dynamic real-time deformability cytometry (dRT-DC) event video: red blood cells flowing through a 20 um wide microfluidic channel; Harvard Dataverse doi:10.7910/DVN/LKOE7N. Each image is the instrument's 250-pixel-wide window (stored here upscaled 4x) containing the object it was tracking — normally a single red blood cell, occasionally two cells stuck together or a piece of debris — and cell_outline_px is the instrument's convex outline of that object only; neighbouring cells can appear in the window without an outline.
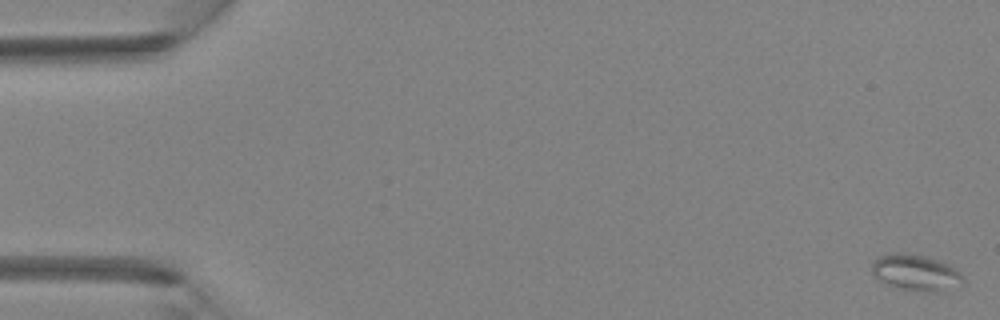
{"species": "Egyptian fruit bat (a non-hibernating species)", "species_latin": "Rousettus aegyptiacus", "temperature_condition": "room temperature", "stored_images_in_passage": 4, "camera_frame_rate_fps": 3000, "um_per_image_px": 0.085, "animal": {"sex": "female"}, "frame": {"image": 1, "passage_image": 1, "time_ms": 0.0, "image_size_px": [1000, 320], "cell_outline_px": [[964, 284], [960, 288], [948, 292], [928, 292], [900, 288], [884, 284], [872, 272], [872, 264], [880, 256], [892, 252], [904, 252], [924, 256], [948, 264], [956, 268], [964, 276]], "centroid_in_image_um": [77.94, 23.2], "position_along_channel_um": 7.1, "area_um2": 19.65}}
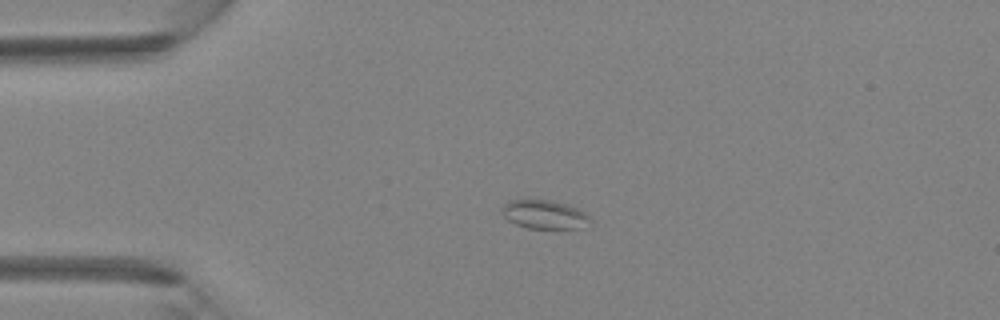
{"frame": {"image": 2, "passage_image": 3, "time_ms": 0.667, "image_size_px": [1000, 320], "cell_outline_px": [[588, 220], [580, 228], [528, 228], [516, 224], [508, 220], [504, 216], [500, 208], [508, 200], [524, 196], [552, 200], [568, 204], [584, 212], [588, 216]], "centroid_in_image_um": [46.15, 18.15], "position_along_channel_um": 38.9, "area_um2": 15.14}}